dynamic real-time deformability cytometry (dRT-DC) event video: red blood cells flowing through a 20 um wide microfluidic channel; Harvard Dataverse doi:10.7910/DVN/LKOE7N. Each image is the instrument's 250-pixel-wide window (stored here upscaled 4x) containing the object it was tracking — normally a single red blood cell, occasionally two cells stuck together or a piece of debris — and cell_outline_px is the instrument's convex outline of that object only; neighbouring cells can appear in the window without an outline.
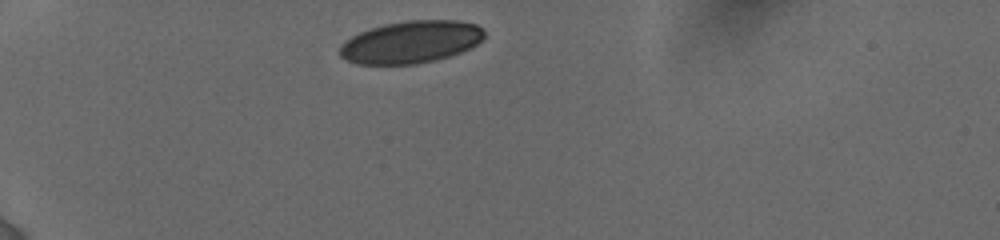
{"species": "human", "species_latin": "Homo sapiens", "temperature_condition": "cold", "stored_images_in_passage": 8, "camera_frame_rate_fps": 3000, "um_per_image_px": 0.085, "donor": {"sex": "female"}, "frame": {"image": 1, "passage_image": 1, "time_ms": 0.0, "image_size_px": [1000, 240], "cell_outline_px": [[484, 36], [476, 44], [460, 52], [436, 60], [416, 64], [356, 64], [340, 56], [340, 48], [352, 36], [360, 32], [384, 24], [408, 20], [456, 20], [476, 24], [484, 32]], "centroid_in_image_um": [34.93, 3.57], "position_along_channel_um": 50.1, "area_um2": 35.2}}
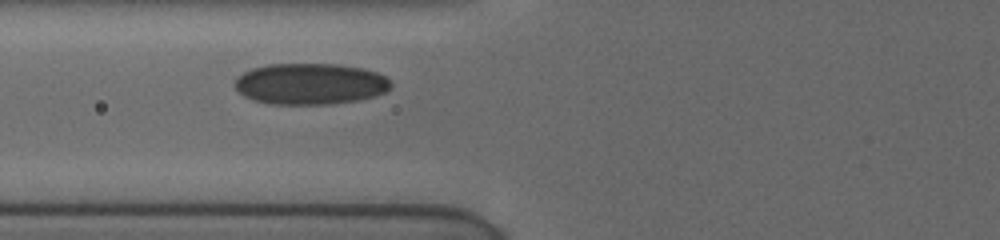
{"frame": {"image": 2, "passage_image": 5, "time_ms": 2.333, "image_size_px": [1000, 240], "cell_outline_px": [[392, 84], [384, 92], [372, 96], [356, 100], [328, 104], [272, 104], [256, 100], [244, 96], [232, 84], [244, 72], [252, 68], [268, 64], [340, 64], [360, 68], [376, 72], [384, 76]], "centroid_in_image_um": [26.34, 7.12], "position_along_channel_um": 99.5, "area_um2": 37.11}}
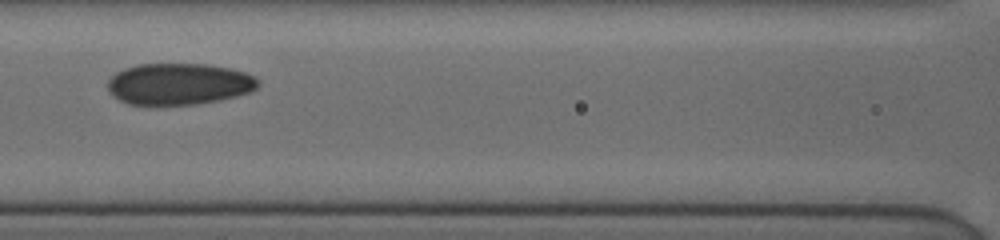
{"frame": {"image": 3, "passage_image": 7, "time_ms": 3.667, "image_size_px": [1000, 240], "cell_outline_px": [[260, 84], [252, 92], [220, 100], [196, 104], [148, 108], [128, 104], [112, 96], [108, 92], [108, 80], [116, 72], [124, 68], [136, 64], [208, 64], [232, 68], [244, 72], [260, 80]], "centroid_in_image_um": [15.17, 7.17], "position_along_channel_um": 151.4, "area_um2": 37.57}}